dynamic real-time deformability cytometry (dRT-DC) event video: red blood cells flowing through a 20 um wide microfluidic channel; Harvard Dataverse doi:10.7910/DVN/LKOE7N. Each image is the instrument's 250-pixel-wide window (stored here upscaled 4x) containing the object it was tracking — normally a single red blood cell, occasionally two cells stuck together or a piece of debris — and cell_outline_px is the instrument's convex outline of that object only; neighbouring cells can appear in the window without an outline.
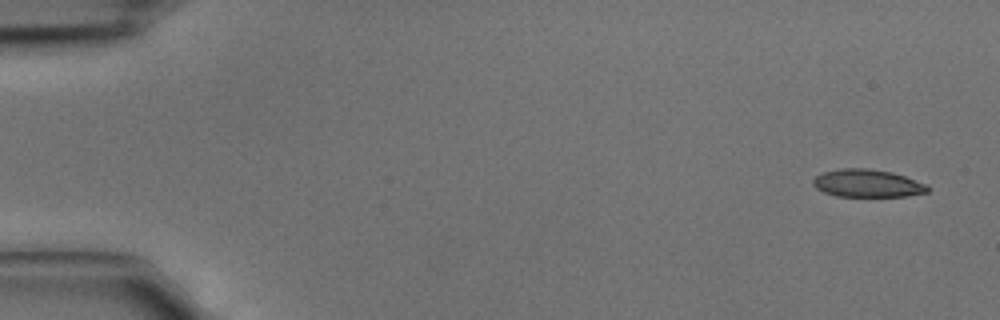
{"species": "common noctule bat (a hibernating species)", "species_latin": "Nyctalus noctula", "temperature_condition": "cold", "stored_images_in_passage": 4, "camera_frame_rate_fps": 3000, "um_per_image_px": 0.085, "animal": {"sex": "male", "body_mass_g": 15.6}, "frame": {"image": 1, "passage_image": 1, "time_ms": 0.0, "image_size_px": [1000, 320], "cell_outline_px": [[928, 192], [908, 196], [836, 196], [824, 192], [816, 188], [812, 184], [812, 180], [816, 176], [824, 172], [840, 168], [868, 168], [892, 172], [928, 184]], "centroid_in_image_um": [73.73, 15.58], "position_along_channel_um": 11.3, "area_um2": 18.55}}
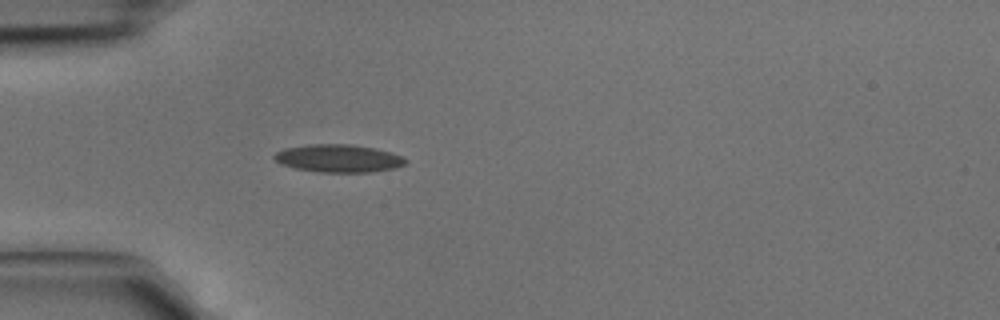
{"frame": {"image": 2, "passage_image": 4, "time_ms": 1.0, "image_size_px": [1000, 320], "cell_outline_px": [[408, 160], [404, 164], [396, 168], [372, 172], [320, 172], [296, 168], [280, 164], [272, 156], [276, 152], [284, 148], [308, 144], [352, 144], [376, 148], [404, 156]], "centroid_in_image_um": [28.79, 13.45], "position_along_channel_um": 56.2, "area_um2": 21.44}}